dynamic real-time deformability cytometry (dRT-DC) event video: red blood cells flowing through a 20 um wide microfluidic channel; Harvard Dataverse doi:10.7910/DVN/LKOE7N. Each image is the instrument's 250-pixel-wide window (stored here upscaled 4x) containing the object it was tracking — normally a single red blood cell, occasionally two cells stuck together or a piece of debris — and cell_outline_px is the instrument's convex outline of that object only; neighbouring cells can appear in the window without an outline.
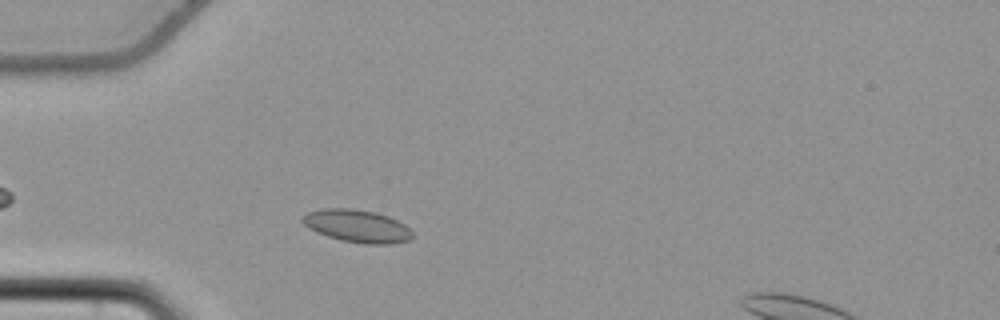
{"species": "common noctule bat (a hibernating species)", "species_latin": "Nyctalus noctula", "temperature_condition": "cold", "stored_images_in_passage": 48, "camera_frame_rate_fps": 3000, "um_per_image_px": 0.085, "animal": {"sex": "female", "body_mass_g": 22.7, "forearm_length_mm": 54.2}, "frame": {"image": 1, "passage_image": 8, "time_ms": 2.333, "image_size_px": [1000, 320], "cell_outline_px": [[416, 236], [412, 240], [392, 244], [364, 244], [340, 240], [316, 232], [308, 228], [300, 220], [308, 212], [320, 208], [352, 208], [376, 212], [388, 216], [404, 224]], "centroid_in_image_um": [30.38, 19.22], "position_along_channel_um": 54.6, "area_um2": 21.21}}
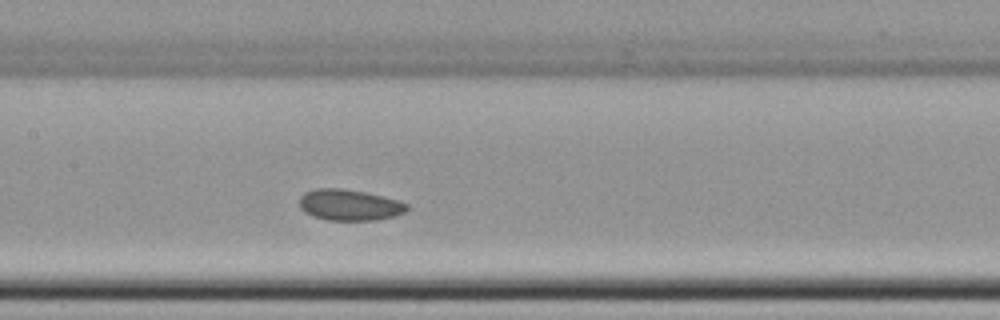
{"frame": {"image": 2, "passage_image": 19, "time_ms": 6.0, "image_size_px": [1000, 320], "cell_outline_px": [[408, 208], [404, 212], [396, 216], [376, 220], [328, 220], [312, 216], [304, 212], [300, 208], [300, 196], [304, 192], [316, 188], [340, 188], [364, 192], [384, 196], [408, 204]], "centroid_in_image_um": [29.68, 17.42], "position_along_channel_um": 177.7, "area_um2": 19.54}}
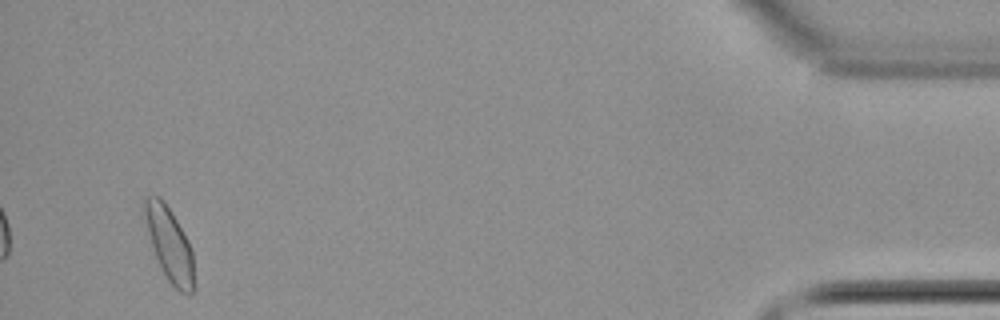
{"frame": {"image": 3, "passage_image": 45, "time_ms": 14.667, "image_size_px": [1000, 320], "cell_outline_px": [[196, 288], [192, 292], [180, 292], [168, 280], [156, 256], [148, 232], [144, 212], [144, 196], [160, 196], [176, 220], [188, 240], [192, 252]], "centroid_in_image_um": [14.44, 20.79], "position_along_channel_um": 420.8, "area_um2": 20.69}, "authors_computed_cell_mechanics": {"area_um2": 19.8254, "velocity_mm_per_s": 3.6897, "shape_relaxation_time_tau1_ms": 0.6176, "shape_relaxation_time_tau2_ms": 2.8689, "deformation_change_tau1": 0.0246, "deformation_change_tau2": 0.0508}}